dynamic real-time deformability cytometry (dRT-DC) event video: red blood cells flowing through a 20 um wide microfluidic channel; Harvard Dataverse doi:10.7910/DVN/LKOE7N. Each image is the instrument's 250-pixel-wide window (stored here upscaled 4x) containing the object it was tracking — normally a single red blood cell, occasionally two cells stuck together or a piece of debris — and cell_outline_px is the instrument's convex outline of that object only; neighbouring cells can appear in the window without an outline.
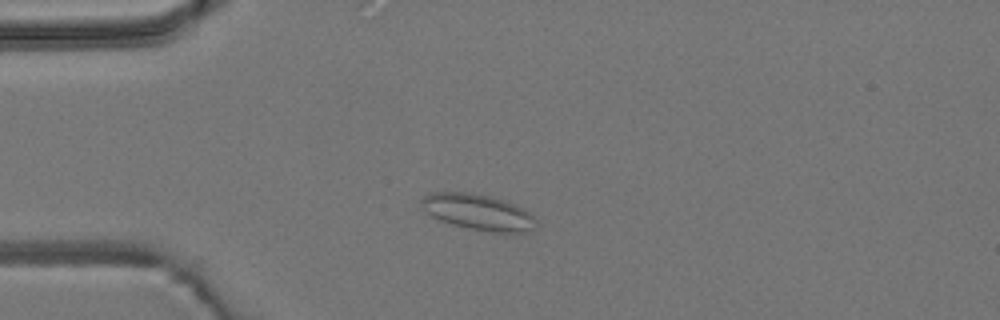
{"species": "common noctule bat (a hibernating species)", "species_latin": "Nyctalus noctula", "temperature_condition": "room temperature", "stored_images_in_passage": 5, "camera_frame_rate_fps": 3000, "um_per_image_px": 0.085, "animal": {"sex": "male", "body_mass_g": 19.2, "forearm_length_mm": 51.8}, "frame": {"image": 1, "passage_image": 3, "time_ms": 2.333, "image_size_px": [1000, 320], "cell_outline_px": [[536, 220], [532, 232], [492, 232], [468, 228], [452, 224], [440, 220], [432, 216], [420, 204], [420, 200], [424, 196], [432, 192], [468, 192], [488, 196], [504, 200], [516, 204], [524, 208]], "centroid_in_image_um": [40.65, 18.02], "position_along_channel_um": 44.4, "area_um2": 23.87}}